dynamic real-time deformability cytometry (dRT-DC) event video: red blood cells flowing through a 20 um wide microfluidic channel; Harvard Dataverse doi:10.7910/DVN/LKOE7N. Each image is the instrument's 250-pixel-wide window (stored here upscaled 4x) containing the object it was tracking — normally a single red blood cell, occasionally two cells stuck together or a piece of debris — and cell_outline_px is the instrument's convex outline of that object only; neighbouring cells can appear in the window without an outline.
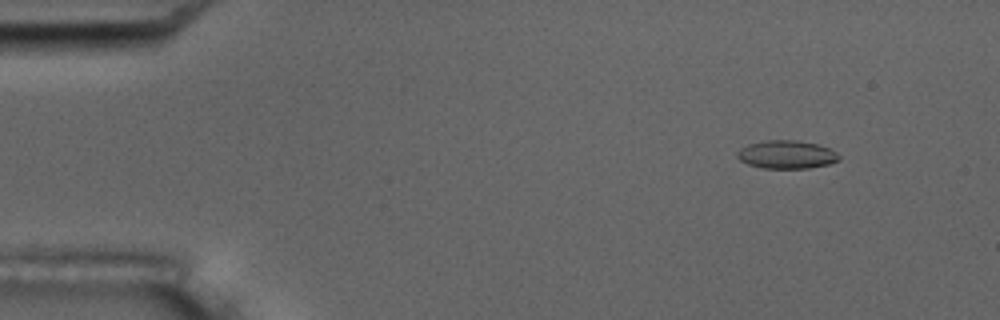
{"species": "common noctule bat (a hibernating species)", "species_latin": "Nyctalus noctula", "temperature_condition": "room temperature", "stored_images_in_passage": 5, "segment_of_instrument_passage": [1, 2], "camera_frame_rate_fps": 3000, "um_per_image_px": 0.085, "animal": {"sex": "male", "body_mass_g": 17.5, "forearm_length_mm": 52.3}, "frame": {"image": 1, "passage_image": 2, "time_ms": 1.333, "image_size_px": [1000, 320], "cell_outline_px": [[840, 160], [828, 164], [808, 168], [760, 168], [748, 164], [740, 160], [736, 156], [736, 152], [740, 148], [748, 144], [764, 140], [796, 140], [816, 144], [828, 148], [836, 152], [840, 156]], "centroid_in_image_um": [66.83, 13.13], "position_along_channel_um": 18.2, "area_um2": 16.76}}